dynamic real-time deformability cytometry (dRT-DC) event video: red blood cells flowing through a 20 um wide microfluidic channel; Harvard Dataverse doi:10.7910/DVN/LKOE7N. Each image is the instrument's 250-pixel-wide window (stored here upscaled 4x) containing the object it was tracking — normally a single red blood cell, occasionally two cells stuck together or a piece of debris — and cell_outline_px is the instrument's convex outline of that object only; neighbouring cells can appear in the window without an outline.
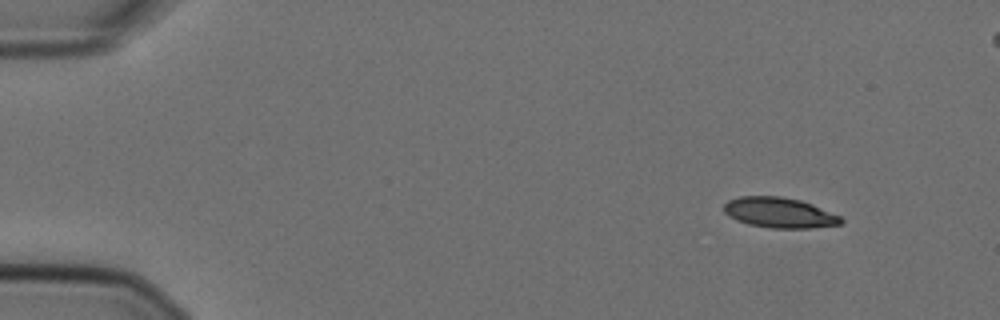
{"species": "Egyptian fruit bat (a non-hibernating species)", "species_latin": "Rousettus aegyptiacus", "temperature_condition": "cold", "stored_images_in_passage": 14, "camera_frame_rate_fps": 3000, "um_per_image_px": 0.085, "animal": {"sex": "female"}, "frame": {"image": 1, "passage_image": 1, "time_ms": 0.0, "image_size_px": [1000, 320], "cell_outline_px": [[844, 220], [840, 224], [812, 228], [768, 228], [748, 224], [736, 220], [728, 216], [724, 212], [724, 204], [728, 200], [740, 196], [780, 196], [800, 200], [812, 204], [840, 216]], "centroid_in_image_um": [66.22, 18.08], "position_along_channel_um": 18.8, "area_um2": 20.75}}
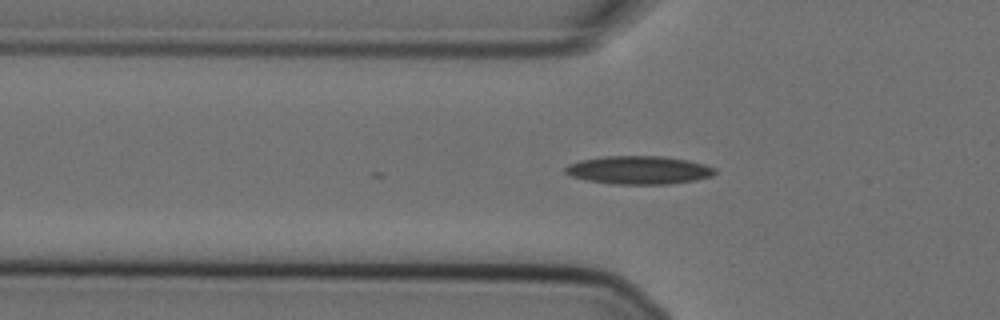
{"frame": {"image": 2, "passage_image": 14, "time_ms": 4.333, "image_size_px": [1000, 320], "cell_outline_px": [[716, 172], [712, 176], [696, 180], [668, 184], [612, 184], [588, 180], [572, 176], [564, 172], [564, 168], [568, 164], [580, 160], [604, 156], [664, 156], [688, 160], [704, 164], [716, 168]], "centroid_in_image_um": [54.31, 14.45], "position_along_channel_um": 71.5, "area_um2": 24.68}}